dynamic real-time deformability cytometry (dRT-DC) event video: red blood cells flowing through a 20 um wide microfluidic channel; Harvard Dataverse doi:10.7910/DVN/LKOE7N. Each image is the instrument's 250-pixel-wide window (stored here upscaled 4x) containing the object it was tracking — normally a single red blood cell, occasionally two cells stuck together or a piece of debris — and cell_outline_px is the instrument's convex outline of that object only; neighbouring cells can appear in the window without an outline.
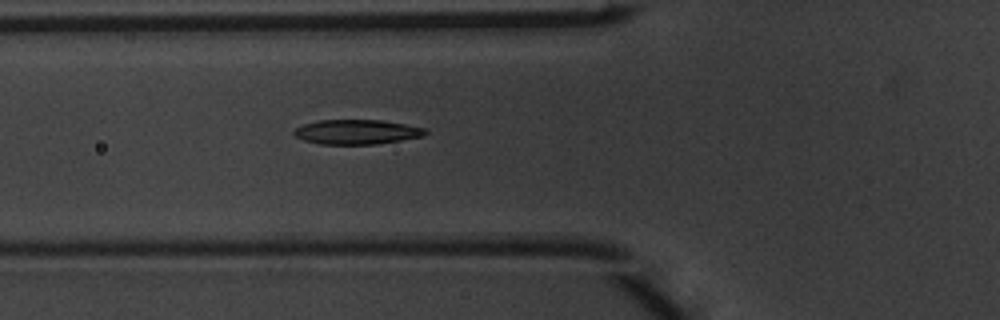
{"species": "common noctule bat (a hibernating species)", "species_latin": "Nyctalus noctula", "temperature_condition": "warm", "stored_images_in_passage": 2, "camera_frame_rate_fps": 3000, "um_per_image_px": 0.085, "animal": {"sex": "male", "body_mass_g": 20.1, "forearm_length_mm": 53.5}, "frame": {"image": 1, "passage_image": 2, "time_ms": 0.333, "image_size_px": [1000, 320], "cell_outline_px": [[428, 132], [424, 136], [376, 144], [320, 144], [304, 140], [296, 136], [292, 132], [296, 128], [304, 124], [316, 120], [380, 120], [404, 124], [424, 128]], "centroid_in_image_um": [30.31, 11.21], "position_along_channel_um": 95.5, "area_um2": 18.73}}